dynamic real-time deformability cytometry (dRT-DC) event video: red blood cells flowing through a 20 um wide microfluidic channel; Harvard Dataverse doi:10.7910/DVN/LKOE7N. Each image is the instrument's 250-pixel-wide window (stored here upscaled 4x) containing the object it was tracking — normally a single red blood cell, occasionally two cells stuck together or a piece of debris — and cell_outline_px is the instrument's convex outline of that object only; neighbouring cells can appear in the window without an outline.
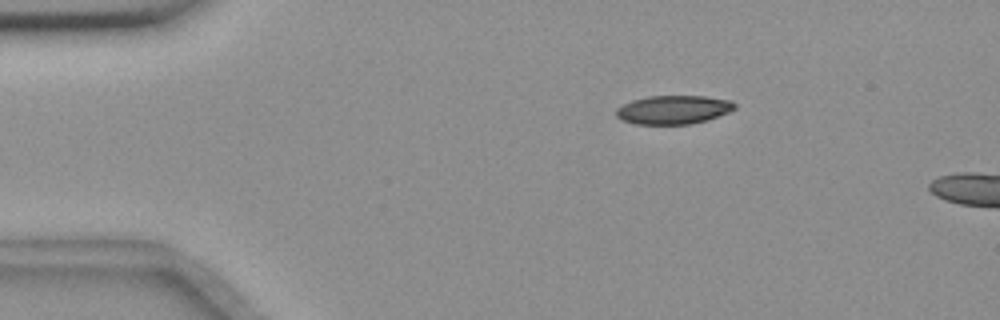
{"species": "common noctule bat (a hibernating species)", "species_latin": "Nyctalus noctula", "temperature_condition": "room temperature", "stored_images_in_passage": 4, "camera_frame_rate_fps": 3000, "um_per_image_px": 0.085, "animal": {"sex": "female", "body_mass_g": 18.4}, "frame": {"image": 1, "passage_image": 2, "time_ms": 1.333, "image_size_px": [1000, 320], "cell_outline_px": [[736, 108], [728, 112], [708, 120], [688, 124], [636, 124], [620, 120], [616, 116], [616, 108], [632, 100], [648, 96], [704, 96], [732, 100], [736, 104]], "centroid_in_image_um": [57.24, 9.32], "position_along_channel_um": 27.8, "area_um2": 19.88}}